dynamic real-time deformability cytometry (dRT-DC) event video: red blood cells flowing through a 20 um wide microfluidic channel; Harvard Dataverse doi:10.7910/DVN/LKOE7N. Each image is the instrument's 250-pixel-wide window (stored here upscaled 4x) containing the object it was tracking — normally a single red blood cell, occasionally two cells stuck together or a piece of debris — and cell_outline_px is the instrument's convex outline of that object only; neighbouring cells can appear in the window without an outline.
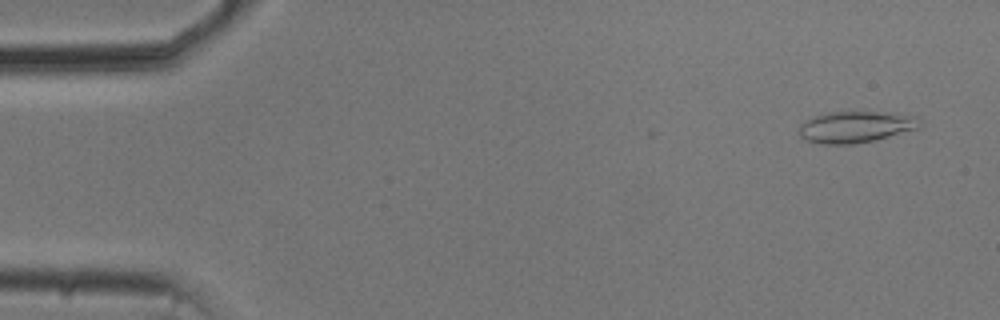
{"species": "common noctule bat (a hibernating species)", "species_latin": "Nyctalus noctula", "temperature_condition": "cold", "stored_images_in_passage": 53, "camera_frame_rate_fps": 3000, "um_per_image_px": 0.085, "animal": {"sex": "male", "body_mass_g": 20.5, "forearm_length_mm": 52.5}, "frame": {"image": 1, "passage_image": 3, "time_ms": 0.667, "image_size_px": [1000, 320], "cell_outline_px": [[924, 124], [920, 128], [876, 140], [852, 144], [820, 144], [808, 140], [800, 136], [800, 124], [816, 116], [828, 112], [884, 112], [920, 116]], "centroid_in_image_um": [72.84, 10.78], "position_along_channel_um": 12.2, "area_um2": 22.25}}
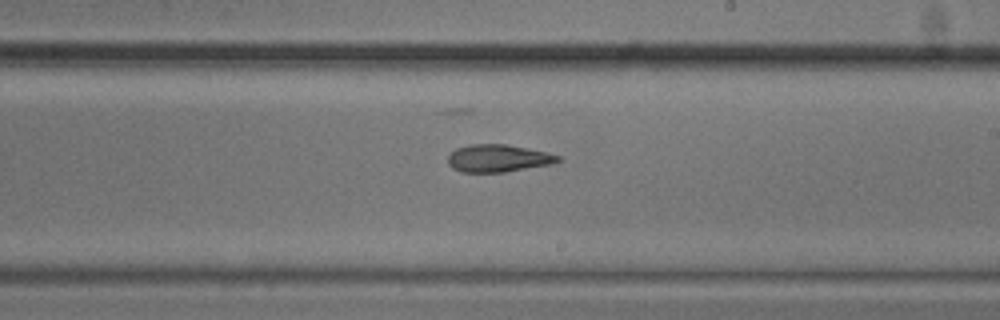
{"frame": {"image": 2, "passage_image": 31, "time_ms": 10.0, "image_size_px": [1000, 320], "cell_outline_px": [[560, 160], [552, 164], [504, 172], [460, 172], [452, 168], [448, 164], [448, 156], [456, 148], [468, 144], [508, 144], [528, 148], [560, 156]], "centroid_in_image_um": [42.3, 13.45], "position_along_channel_um": 246.7, "area_um2": 17.63}}
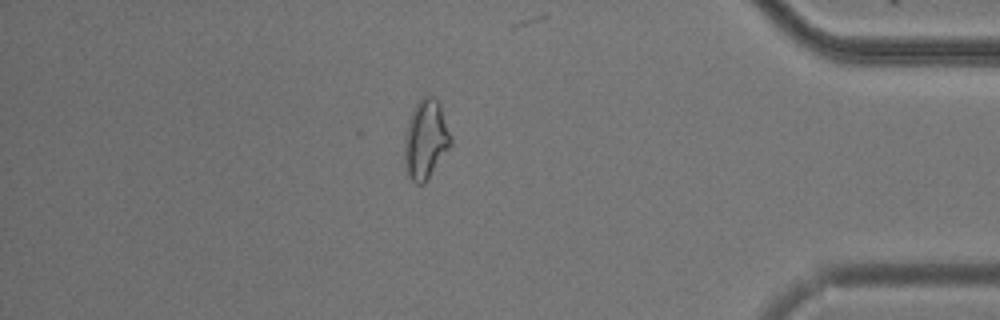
{"frame": {"image": 3, "passage_image": 46, "time_ms": 15.0, "image_size_px": [1000, 320], "cell_outline_px": [[452, 144], [428, 180], [424, 184], [416, 184], [408, 176], [404, 164], [404, 140], [408, 120], [416, 104], [424, 96], [432, 96], [440, 104], [452, 136]], "centroid_in_image_um": [36.19, 11.89], "position_along_channel_um": 399.0, "area_um2": 21.56}, "authors_computed_cell_mechanics": {"area_um2": 19.4208, "velocity_mm_per_s": 3.7424, "shape_relaxation_time_tau1_ms": null, "shape_relaxation_time_tau2_ms": 6.1228, "deformation_change_tau1": null, "deformation_change_tau2": 0.1442}}